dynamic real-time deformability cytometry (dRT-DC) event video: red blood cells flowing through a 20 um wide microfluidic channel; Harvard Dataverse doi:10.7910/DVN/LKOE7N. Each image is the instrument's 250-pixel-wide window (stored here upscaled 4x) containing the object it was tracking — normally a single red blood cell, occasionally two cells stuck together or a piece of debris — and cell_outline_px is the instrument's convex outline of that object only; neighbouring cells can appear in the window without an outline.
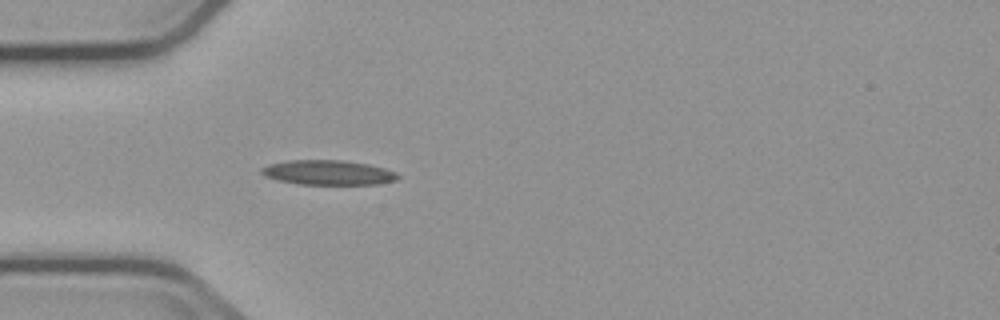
{"species": "common noctule bat (a hibernating species)", "species_latin": "Nyctalus noctula", "temperature_condition": "cold", "stored_images_in_passage": 2, "camera_frame_rate_fps": 3000, "um_per_image_px": 0.085, "animal": {"sex": "male", "body_mass_g": 23.1, "forearm_length_mm": 52.7}, "frame": {"image": 1, "passage_image": 1, "time_ms": 0.0, "image_size_px": [1000, 320], "cell_outline_px": [[400, 176], [396, 180], [380, 184], [300, 184], [280, 180], [264, 176], [260, 172], [260, 168], [268, 164], [288, 160], [340, 160], [368, 164], [384, 168], [396, 172]], "centroid_in_image_um": [27.89, 14.66], "position_along_channel_um": 57.1, "area_um2": 19.59}}